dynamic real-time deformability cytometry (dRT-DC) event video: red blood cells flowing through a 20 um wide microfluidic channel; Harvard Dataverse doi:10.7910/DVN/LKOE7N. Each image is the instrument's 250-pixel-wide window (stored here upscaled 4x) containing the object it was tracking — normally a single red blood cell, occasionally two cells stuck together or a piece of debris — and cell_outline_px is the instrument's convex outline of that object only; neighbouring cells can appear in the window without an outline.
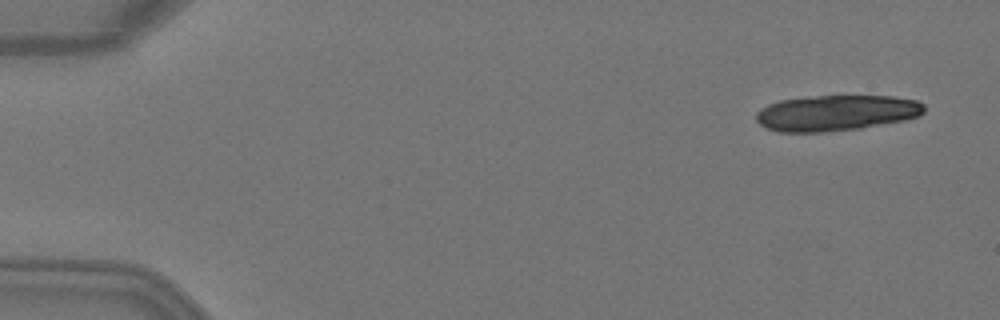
{"species": "Egyptian fruit bat (a non-hibernating species)", "species_latin": "Rousettus aegyptiacus", "temperature_condition": "warm", "stored_images_in_passage": 6, "camera_frame_rate_fps": 3000, "um_per_image_px": 0.085, "animal": {"sex": "female"}, "frame": {"image": 1, "passage_image": 1, "time_ms": 0.0, "image_size_px": [1000, 320], "cell_outline_px": [[924, 112], [920, 116], [904, 120], [860, 128], [824, 132], [780, 132], [768, 128], [760, 124], [756, 120], [756, 112], [760, 108], [768, 104], [780, 100], [816, 96], [892, 96], [916, 100], [924, 104]], "centroid_in_image_um": [71.08, 9.6], "position_along_channel_um": 13.9, "area_um2": 34.97}}
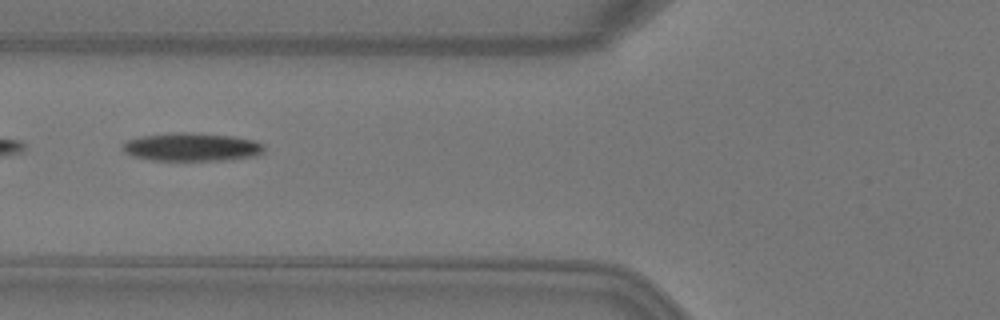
{"frame": {"image": 2, "passage_image": 6, "time_ms": 1.667, "image_size_px": [1000, 320], "cell_outline_px": [[264, 152], [256, 156], [224, 160], [152, 160], [132, 156], [124, 152], [120, 148], [120, 144], [128, 140], [140, 136], [172, 132], [192, 132], [232, 136], [256, 140], [264, 144]], "centroid_in_image_um": [16.28, 12.48], "position_along_channel_um": 109.5, "area_um2": 23.64}}